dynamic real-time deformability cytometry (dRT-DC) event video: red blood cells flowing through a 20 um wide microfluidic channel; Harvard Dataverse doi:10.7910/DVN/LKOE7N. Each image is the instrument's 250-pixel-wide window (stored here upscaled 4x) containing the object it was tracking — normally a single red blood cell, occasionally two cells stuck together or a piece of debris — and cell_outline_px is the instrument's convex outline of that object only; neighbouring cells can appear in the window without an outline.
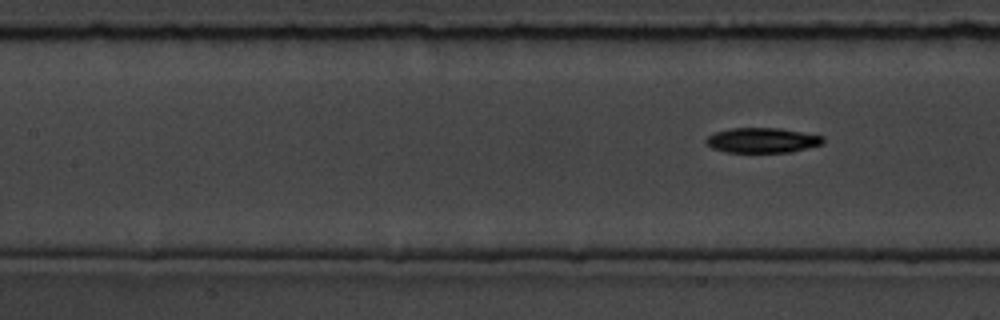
{"species": "common noctule bat (a hibernating species)", "species_latin": "Nyctalus noctula", "temperature_condition": "room temperature", "stored_images_in_passage": 6, "segment_of_instrument_passage": [2, 2], "camera_frame_rate_fps": 3000, "um_per_image_px": 0.085, "animal": {"sex": "male", "body_mass_g": 19.5, "forearm_length_mm": 54.6}, "frame": {"image": 1, "passage_image": 6, "time_ms": 6.667, "image_size_px": [1000, 320], "cell_outline_px": [[824, 144], [792, 152], [724, 152], [712, 148], [704, 140], [708, 136], [716, 132], [732, 128], [780, 128], [824, 136]], "centroid_in_image_um": [64.82, 11.93], "position_along_channel_um": 142.6, "area_um2": 17.11}}